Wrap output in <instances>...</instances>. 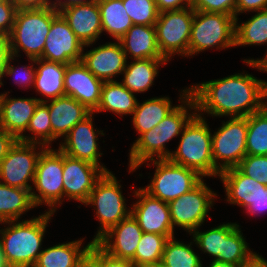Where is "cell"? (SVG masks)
<instances>
[{"instance_id":"cell-46","label":"cell","mask_w":267,"mask_h":267,"mask_svg":"<svg viewBox=\"0 0 267 267\" xmlns=\"http://www.w3.org/2000/svg\"><path fill=\"white\" fill-rule=\"evenodd\" d=\"M267 210V186L260 183L258 196L245 209L246 213L256 216Z\"/></svg>"},{"instance_id":"cell-23","label":"cell","mask_w":267,"mask_h":267,"mask_svg":"<svg viewBox=\"0 0 267 267\" xmlns=\"http://www.w3.org/2000/svg\"><path fill=\"white\" fill-rule=\"evenodd\" d=\"M50 102V103H49ZM49 108L52 133L54 140L65 138L70 130L92 112L71 96H62L44 101Z\"/></svg>"},{"instance_id":"cell-56","label":"cell","mask_w":267,"mask_h":267,"mask_svg":"<svg viewBox=\"0 0 267 267\" xmlns=\"http://www.w3.org/2000/svg\"><path fill=\"white\" fill-rule=\"evenodd\" d=\"M79 267H97V266L89 257H87Z\"/></svg>"},{"instance_id":"cell-22","label":"cell","mask_w":267,"mask_h":267,"mask_svg":"<svg viewBox=\"0 0 267 267\" xmlns=\"http://www.w3.org/2000/svg\"><path fill=\"white\" fill-rule=\"evenodd\" d=\"M60 14L68 22L76 37L84 44V48L90 47L103 33L97 1L65 8Z\"/></svg>"},{"instance_id":"cell-35","label":"cell","mask_w":267,"mask_h":267,"mask_svg":"<svg viewBox=\"0 0 267 267\" xmlns=\"http://www.w3.org/2000/svg\"><path fill=\"white\" fill-rule=\"evenodd\" d=\"M168 239L165 235L143 232L135 256L131 260L134 267H157L160 265Z\"/></svg>"},{"instance_id":"cell-31","label":"cell","mask_w":267,"mask_h":267,"mask_svg":"<svg viewBox=\"0 0 267 267\" xmlns=\"http://www.w3.org/2000/svg\"><path fill=\"white\" fill-rule=\"evenodd\" d=\"M240 229V225L236 222L224 223V247L223 254H220V261L243 267L258 253L251 251Z\"/></svg>"},{"instance_id":"cell-3","label":"cell","mask_w":267,"mask_h":267,"mask_svg":"<svg viewBox=\"0 0 267 267\" xmlns=\"http://www.w3.org/2000/svg\"><path fill=\"white\" fill-rule=\"evenodd\" d=\"M52 215L54 213L45 211L30 220L0 223L7 225L0 229V246L8 267L34 266L43 251L40 248Z\"/></svg>"},{"instance_id":"cell-15","label":"cell","mask_w":267,"mask_h":267,"mask_svg":"<svg viewBox=\"0 0 267 267\" xmlns=\"http://www.w3.org/2000/svg\"><path fill=\"white\" fill-rule=\"evenodd\" d=\"M93 114L92 112L70 130L69 134L64 138V142H60L59 149L69 157L99 166L105 173L111 172L99 161L103 153L98 151L100 148L97 143L99 140L97 135L104 136V133L103 130L94 129Z\"/></svg>"},{"instance_id":"cell-21","label":"cell","mask_w":267,"mask_h":267,"mask_svg":"<svg viewBox=\"0 0 267 267\" xmlns=\"http://www.w3.org/2000/svg\"><path fill=\"white\" fill-rule=\"evenodd\" d=\"M9 92L0 94V128L17 140L25 136L30 119L42 98H10ZM24 132V134H23Z\"/></svg>"},{"instance_id":"cell-44","label":"cell","mask_w":267,"mask_h":267,"mask_svg":"<svg viewBox=\"0 0 267 267\" xmlns=\"http://www.w3.org/2000/svg\"><path fill=\"white\" fill-rule=\"evenodd\" d=\"M88 257L97 267H134L133 263L129 260L109 255L96 242H92Z\"/></svg>"},{"instance_id":"cell-42","label":"cell","mask_w":267,"mask_h":267,"mask_svg":"<svg viewBox=\"0 0 267 267\" xmlns=\"http://www.w3.org/2000/svg\"><path fill=\"white\" fill-rule=\"evenodd\" d=\"M16 58L15 55H11L7 67L4 72V77L5 75L7 76H12L14 77L15 83L22 88L26 89L29 87H34V80H35V73H36V68H34V63H36V59L33 58H28L30 59V64L29 66H22L21 68H17L18 66L11 65L12 61ZM16 68V69H15Z\"/></svg>"},{"instance_id":"cell-5","label":"cell","mask_w":267,"mask_h":267,"mask_svg":"<svg viewBox=\"0 0 267 267\" xmlns=\"http://www.w3.org/2000/svg\"><path fill=\"white\" fill-rule=\"evenodd\" d=\"M58 14L53 7L17 10L9 35L12 55L18 57L22 50L28 58H41L52 20Z\"/></svg>"},{"instance_id":"cell-38","label":"cell","mask_w":267,"mask_h":267,"mask_svg":"<svg viewBox=\"0 0 267 267\" xmlns=\"http://www.w3.org/2000/svg\"><path fill=\"white\" fill-rule=\"evenodd\" d=\"M246 155H267V113L263 110L247 117Z\"/></svg>"},{"instance_id":"cell-49","label":"cell","mask_w":267,"mask_h":267,"mask_svg":"<svg viewBox=\"0 0 267 267\" xmlns=\"http://www.w3.org/2000/svg\"><path fill=\"white\" fill-rule=\"evenodd\" d=\"M158 12L180 10L191 7L192 0H155Z\"/></svg>"},{"instance_id":"cell-47","label":"cell","mask_w":267,"mask_h":267,"mask_svg":"<svg viewBox=\"0 0 267 267\" xmlns=\"http://www.w3.org/2000/svg\"><path fill=\"white\" fill-rule=\"evenodd\" d=\"M11 55L9 36L0 35V86L3 85L2 78Z\"/></svg>"},{"instance_id":"cell-37","label":"cell","mask_w":267,"mask_h":267,"mask_svg":"<svg viewBox=\"0 0 267 267\" xmlns=\"http://www.w3.org/2000/svg\"><path fill=\"white\" fill-rule=\"evenodd\" d=\"M26 131H29L32 136L30 134L21 136L18 139L19 141L51 147V143L54 141V134L52 133L49 108L44 102H40L37 105Z\"/></svg>"},{"instance_id":"cell-54","label":"cell","mask_w":267,"mask_h":267,"mask_svg":"<svg viewBox=\"0 0 267 267\" xmlns=\"http://www.w3.org/2000/svg\"><path fill=\"white\" fill-rule=\"evenodd\" d=\"M243 267H267V260L258 254L250 263Z\"/></svg>"},{"instance_id":"cell-2","label":"cell","mask_w":267,"mask_h":267,"mask_svg":"<svg viewBox=\"0 0 267 267\" xmlns=\"http://www.w3.org/2000/svg\"><path fill=\"white\" fill-rule=\"evenodd\" d=\"M182 94V95H181ZM177 107L156 127L141 134L133 142L129 152V173L153 159H168L171 151L165 145L180 135L188 122L197 114L196 104L189 94V88L181 90ZM194 110L193 112H189Z\"/></svg>"},{"instance_id":"cell-32","label":"cell","mask_w":267,"mask_h":267,"mask_svg":"<svg viewBox=\"0 0 267 267\" xmlns=\"http://www.w3.org/2000/svg\"><path fill=\"white\" fill-rule=\"evenodd\" d=\"M35 207L30 190L0 182V223L18 220Z\"/></svg>"},{"instance_id":"cell-17","label":"cell","mask_w":267,"mask_h":267,"mask_svg":"<svg viewBox=\"0 0 267 267\" xmlns=\"http://www.w3.org/2000/svg\"><path fill=\"white\" fill-rule=\"evenodd\" d=\"M138 199L131 208V214L138 221L143 232L174 237V229L170 219V208L167 202L152 197L142 188L134 190Z\"/></svg>"},{"instance_id":"cell-29","label":"cell","mask_w":267,"mask_h":267,"mask_svg":"<svg viewBox=\"0 0 267 267\" xmlns=\"http://www.w3.org/2000/svg\"><path fill=\"white\" fill-rule=\"evenodd\" d=\"M176 107L177 105H172L168 96L150 98L143 103L138 102L132 114V123L136 132L138 131L140 136L153 129Z\"/></svg>"},{"instance_id":"cell-53","label":"cell","mask_w":267,"mask_h":267,"mask_svg":"<svg viewBox=\"0 0 267 267\" xmlns=\"http://www.w3.org/2000/svg\"><path fill=\"white\" fill-rule=\"evenodd\" d=\"M267 52V51H266ZM244 62H246L247 66L249 65L250 67L257 68L260 71L267 72V53L266 56L263 57L262 59H244Z\"/></svg>"},{"instance_id":"cell-33","label":"cell","mask_w":267,"mask_h":267,"mask_svg":"<svg viewBox=\"0 0 267 267\" xmlns=\"http://www.w3.org/2000/svg\"><path fill=\"white\" fill-rule=\"evenodd\" d=\"M102 32L119 40L133 25L122 0H97Z\"/></svg>"},{"instance_id":"cell-34","label":"cell","mask_w":267,"mask_h":267,"mask_svg":"<svg viewBox=\"0 0 267 267\" xmlns=\"http://www.w3.org/2000/svg\"><path fill=\"white\" fill-rule=\"evenodd\" d=\"M235 18V46L267 44V9L256 14L244 23L238 24Z\"/></svg>"},{"instance_id":"cell-45","label":"cell","mask_w":267,"mask_h":267,"mask_svg":"<svg viewBox=\"0 0 267 267\" xmlns=\"http://www.w3.org/2000/svg\"><path fill=\"white\" fill-rule=\"evenodd\" d=\"M16 12L17 8L12 0H0V35L11 34Z\"/></svg>"},{"instance_id":"cell-40","label":"cell","mask_w":267,"mask_h":267,"mask_svg":"<svg viewBox=\"0 0 267 267\" xmlns=\"http://www.w3.org/2000/svg\"><path fill=\"white\" fill-rule=\"evenodd\" d=\"M134 25H155L158 9L155 0H122Z\"/></svg>"},{"instance_id":"cell-36","label":"cell","mask_w":267,"mask_h":267,"mask_svg":"<svg viewBox=\"0 0 267 267\" xmlns=\"http://www.w3.org/2000/svg\"><path fill=\"white\" fill-rule=\"evenodd\" d=\"M185 244L174 237L169 238L165 244L161 267H203L199 254L195 253L192 243Z\"/></svg>"},{"instance_id":"cell-13","label":"cell","mask_w":267,"mask_h":267,"mask_svg":"<svg viewBox=\"0 0 267 267\" xmlns=\"http://www.w3.org/2000/svg\"><path fill=\"white\" fill-rule=\"evenodd\" d=\"M46 148L41 144L17 140L0 162V182L31 191L32 186L28 182L33 184L38 159Z\"/></svg>"},{"instance_id":"cell-27","label":"cell","mask_w":267,"mask_h":267,"mask_svg":"<svg viewBox=\"0 0 267 267\" xmlns=\"http://www.w3.org/2000/svg\"><path fill=\"white\" fill-rule=\"evenodd\" d=\"M36 73L34 89L49 101L65 96L64 74L66 64L51 62L44 59H36Z\"/></svg>"},{"instance_id":"cell-48","label":"cell","mask_w":267,"mask_h":267,"mask_svg":"<svg viewBox=\"0 0 267 267\" xmlns=\"http://www.w3.org/2000/svg\"><path fill=\"white\" fill-rule=\"evenodd\" d=\"M267 9V0H237L236 18L240 13L256 12Z\"/></svg>"},{"instance_id":"cell-16","label":"cell","mask_w":267,"mask_h":267,"mask_svg":"<svg viewBox=\"0 0 267 267\" xmlns=\"http://www.w3.org/2000/svg\"><path fill=\"white\" fill-rule=\"evenodd\" d=\"M105 172L90 162L75 159L63 153V189L67 200L85 204L95 183Z\"/></svg>"},{"instance_id":"cell-6","label":"cell","mask_w":267,"mask_h":267,"mask_svg":"<svg viewBox=\"0 0 267 267\" xmlns=\"http://www.w3.org/2000/svg\"><path fill=\"white\" fill-rule=\"evenodd\" d=\"M235 47V17L224 13L195 11L188 56L214 48Z\"/></svg>"},{"instance_id":"cell-50","label":"cell","mask_w":267,"mask_h":267,"mask_svg":"<svg viewBox=\"0 0 267 267\" xmlns=\"http://www.w3.org/2000/svg\"><path fill=\"white\" fill-rule=\"evenodd\" d=\"M17 10L52 7L51 0H12Z\"/></svg>"},{"instance_id":"cell-43","label":"cell","mask_w":267,"mask_h":267,"mask_svg":"<svg viewBox=\"0 0 267 267\" xmlns=\"http://www.w3.org/2000/svg\"><path fill=\"white\" fill-rule=\"evenodd\" d=\"M237 0H192L191 7L195 11L224 13L236 18Z\"/></svg>"},{"instance_id":"cell-58","label":"cell","mask_w":267,"mask_h":267,"mask_svg":"<svg viewBox=\"0 0 267 267\" xmlns=\"http://www.w3.org/2000/svg\"><path fill=\"white\" fill-rule=\"evenodd\" d=\"M0 267H8L3 256L1 246H0Z\"/></svg>"},{"instance_id":"cell-4","label":"cell","mask_w":267,"mask_h":267,"mask_svg":"<svg viewBox=\"0 0 267 267\" xmlns=\"http://www.w3.org/2000/svg\"><path fill=\"white\" fill-rule=\"evenodd\" d=\"M202 177L219 176L212 158V133L204 117L196 114L184 127L179 145L168 158Z\"/></svg>"},{"instance_id":"cell-28","label":"cell","mask_w":267,"mask_h":267,"mask_svg":"<svg viewBox=\"0 0 267 267\" xmlns=\"http://www.w3.org/2000/svg\"><path fill=\"white\" fill-rule=\"evenodd\" d=\"M166 59H137L127 64L122 72V84L132 93L148 91L154 84V79L159 73V66L165 64Z\"/></svg>"},{"instance_id":"cell-19","label":"cell","mask_w":267,"mask_h":267,"mask_svg":"<svg viewBox=\"0 0 267 267\" xmlns=\"http://www.w3.org/2000/svg\"><path fill=\"white\" fill-rule=\"evenodd\" d=\"M81 61L103 82L117 81L113 77L122 74L127 65V57L119 41L100 44L87 52L84 51Z\"/></svg>"},{"instance_id":"cell-11","label":"cell","mask_w":267,"mask_h":267,"mask_svg":"<svg viewBox=\"0 0 267 267\" xmlns=\"http://www.w3.org/2000/svg\"><path fill=\"white\" fill-rule=\"evenodd\" d=\"M212 134V158L220 171L237 167L246 156L247 117L229 118ZM222 161V162H221Z\"/></svg>"},{"instance_id":"cell-12","label":"cell","mask_w":267,"mask_h":267,"mask_svg":"<svg viewBox=\"0 0 267 267\" xmlns=\"http://www.w3.org/2000/svg\"><path fill=\"white\" fill-rule=\"evenodd\" d=\"M216 196L202 180L188 193L171 200L168 204L173 229L178 226L191 235L205 222Z\"/></svg>"},{"instance_id":"cell-25","label":"cell","mask_w":267,"mask_h":267,"mask_svg":"<svg viewBox=\"0 0 267 267\" xmlns=\"http://www.w3.org/2000/svg\"><path fill=\"white\" fill-rule=\"evenodd\" d=\"M83 240L59 243L43 249L33 267H79L88 257L92 244L90 241L82 248Z\"/></svg>"},{"instance_id":"cell-14","label":"cell","mask_w":267,"mask_h":267,"mask_svg":"<svg viewBox=\"0 0 267 267\" xmlns=\"http://www.w3.org/2000/svg\"><path fill=\"white\" fill-rule=\"evenodd\" d=\"M84 44L76 37L68 22L59 13L47 34L41 59L62 64L80 62Z\"/></svg>"},{"instance_id":"cell-55","label":"cell","mask_w":267,"mask_h":267,"mask_svg":"<svg viewBox=\"0 0 267 267\" xmlns=\"http://www.w3.org/2000/svg\"><path fill=\"white\" fill-rule=\"evenodd\" d=\"M210 263L211 264H209V267H242L236 264H230V263L221 262L218 260H212Z\"/></svg>"},{"instance_id":"cell-26","label":"cell","mask_w":267,"mask_h":267,"mask_svg":"<svg viewBox=\"0 0 267 267\" xmlns=\"http://www.w3.org/2000/svg\"><path fill=\"white\" fill-rule=\"evenodd\" d=\"M229 204L247 208L258 196L260 183L243 174L237 167L226 169L219 174Z\"/></svg>"},{"instance_id":"cell-10","label":"cell","mask_w":267,"mask_h":267,"mask_svg":"<svg viewBox=\"0 0 267 267\" xmlns=\"http://www.w3.org/2000/svg\"><path fill=\"white\" fill-rule=\"evenodd\" d=\"M194 12L192 7H187L159 13L155 23L157 44L168 62L176 54L188 57Z\"/></svg>"},{"instance_id":"cell-24","label":"cell","mask_w":267,"mask_h":267,"mask_svg":"<svg viewBox=\"0 0 267 267\" xmlns=\"http://www.w3.org/2000/svg\"><path fill=\"white\" fill-rule=\"evenodd\" d=\"M128 59H165L158 48L155 25H132L118 40Z\"/></svg>"},{"instance_id":"cell-9","label":"cell","mask_w":267,"mask_h":267,"mask_svg":"<svg viewBox=\"0 0 267 267\" xmlns=\"http://www.w3.org/2000/svg\"><path fill=\"white\" fill-rule=\"evenodd\" d=\"M156 166L150 184L142 189L152 197L169 203L191 191L202 180L196 171L172 163L169 159L149 160Z\"/></svg>"},{"instance_id":"cell-20","label":"cell","mask_w":267,"mask_h":267,"mask_svg":"<svg viewBox=\"0 0 267 267\" xmlns=\"http://www.w3.org/2000/svg\"><path fill=\"white\" fill-rule=\"evenodd\" d=\"M143 234L138 221L130 214L106 232L96 243L109 255L131 261Z\"/></svg>"},{"instance_id":"cell-52","label":"cell","mask_w":267,"mask_h":267,"mask_svg":"<svg viewBox=\"0 0 267 267\" xmlns=\"http://www.w3.org/2000/svg\"><path fill=\"white\" fill-rule=\"evenodd\" d=\"M97 0H52V7L60 13L62 10L65 8L75 6V5H80V4H86V3H91Z\"/></svg>"},{"instance_id":"cell-41","label":"cell","mask_w":267,"mask_h":267,"mask_svg":"<svg viewBox=\"0 0 267 267\" xmlns=\"http://www.w3.org/2000/svg\"><path fill=\"white\" fill-rule=\"evenodd\" d=\"M237 168L246 176L267 186V155H246Z\"/></svg>"},{"instance_id":"cell-7","label":"cell","mask_w":267,"mask_h":267,"mask_svg":"<svg viewBox=\"0 0 267 267\" xmlns=\"http://www.w3.org/2000/svg\"><path fill=\"white\" fill-rule=\"evenodd\" d=\"M112 172L104 173L95 183L94 189L85 205H91L96 210V218L100 223L99 230L92 239L97 242L106 232L131 214L127 209L126 200L121 191V185Z\"/></svg>"},{"instance_id":"cell-57","label":"cell","mask_w":267,"mask_h":267,"mask_svg":"<svg viewBox=\"0 0 267 267\" xmlns=\"http://www.w3.org/2000/svg\"><path fill=\"white\" fill-rule=\"evenodd\" d=\"M264 99H266V101ZM262 110L267 113V85H266V87L264 89V93H263Z\"/></svg>"},{"instance_id":"cell-51","label":"cell","mask_w":267,"mask_h":267,"mask_svg":"<svg viewBox=\"0 0 267 267\" xmlns=\"http://www.w3.org/2000/svg\"><path fill=\"white\" fill-rule=\"evenodd\" d=\"M17 139L10 133L0 128V162L5 158L9 149Z\"/></svg>"},{"instance_id":"cell-18","label":"cell","mask_w":267,"mask_h":267,"mask_svg":"<svg viewBox=\"0 0 267 267\" xmlns=\"http://www.w3.org/2000/svg\"><path fill=\"white\" fill-rule=\"evenodd\" d=\"M103 83L87 69L82 61L66 65L65 95L75 98L91 112H94L99 106Z\"/></svg>"},{"instance_id":"cell-30","label":"cell","mask_w":267,"mask_h":267,"mask_svg":"<svg viewBox=\"0 0 267 267\" xmlns=\"http://www.w3.org/2000/svg\"><path fill=\"white\" fill-rule=\"evenodd\" d=\"M138 100L121 82H104L99 106L93 113L111 111L117 115H132Z\"/></svg>"},{"instance_id":"cell-1","label":"cell","mask_w":267,"mask_h":267,"mask_svg":"<svg viewBox=\"0 0 267 267\" xmlns=\"http://www.w3.org/2000/svg\"><path fill=\"white\" fill-rule=\"evenodd\" d=\"M266 85L267 81L242 72L191 85L189 94L201 117L205 113L216 117H248L262 110Z\"/></svg>"},{"instance_id":"cell-8","label":"cell","mask_w":267,"mask_h":267,"mask_svg":"<svg viewBox=\"0 0 267 267\" xmlns=\"http://www.w3.org/2000/svg\"><path fill=\"white\" fill-rule=\"evenodd\" d=\"M31 189L34 205L49 206L48 212H56L64 201L63 189V152L47 147L40 155ZM63 198V199H62Z\"/></svg>"},{"instance_id":"cell-39","label":"cell","mask_w":267,"mask_h":267,"mask_svg":"<svg viewBox=\"0 0 267 267\" xmlns=\"http://www.w3.org/2000/svg\"><path fill=\"white\" fill-rule=\"evenodd\" d=\"M191 235L200 250L212 256V260L220 261L224 247V223L205 232H200L198 228Z\"/></svg>"}]
</instances>
